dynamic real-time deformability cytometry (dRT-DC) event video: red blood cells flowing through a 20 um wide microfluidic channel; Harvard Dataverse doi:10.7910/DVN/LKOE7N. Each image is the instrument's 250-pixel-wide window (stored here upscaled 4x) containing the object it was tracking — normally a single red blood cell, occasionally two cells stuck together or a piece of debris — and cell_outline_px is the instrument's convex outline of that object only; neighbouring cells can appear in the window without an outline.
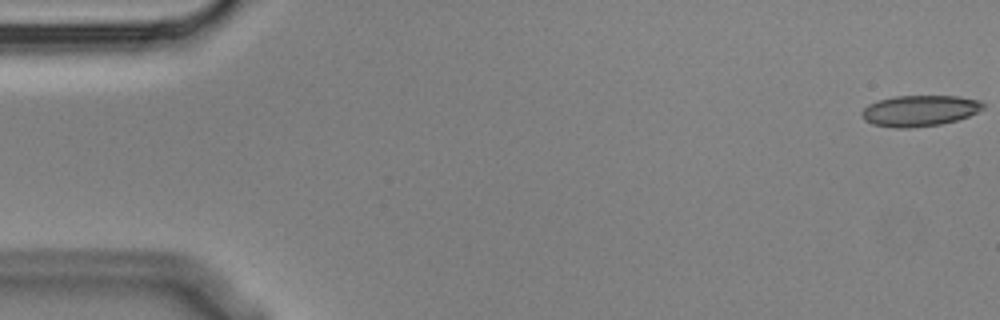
{"species": "Egyptian fruit bat (a non-hibernating species)", "species_latin": "Rousettus aegyptiacus", "temperature_condition": "cold", "stored_images_in_passage": 7, "camera_frame_rate_fps": 3000, "um_per_image_px": 0.085, "animal": {"sex": "male"}, "frame": {"image": 1, "passage_image": 1, "time_ms": 0.0, "image_size_px": [1000, 320], "cell_outline_px": [[984, 108], [968, 116], [956, 120], [940, 124], [908, 128], [896, 128], [872, 124], [864, 120], [860, 112], [868, 104], [880, 100], [896, 96], [960, 96], [980, 100], [984, 104]], "centroid_in_image_um": [78.16, 9.41], "position_along_channel_um": 6.8, "area_um2": 21.85}}